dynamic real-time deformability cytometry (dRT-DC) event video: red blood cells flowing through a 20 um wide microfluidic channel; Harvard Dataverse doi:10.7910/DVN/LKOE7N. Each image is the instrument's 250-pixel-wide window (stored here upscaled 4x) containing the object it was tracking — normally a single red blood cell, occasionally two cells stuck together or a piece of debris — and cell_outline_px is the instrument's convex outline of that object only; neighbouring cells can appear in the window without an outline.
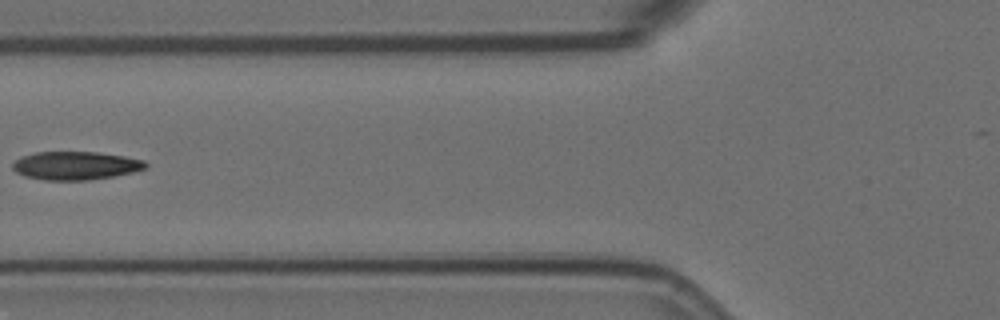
{"species": "Egyptian fruit bat (a non-hibernating species)", "species_latin": "Rousettus aegyptiacus", "temperature_condition": "room temperature", "stored_images_in_passage": 6, "camera_frame_rate_fps": 3000, "um_per_image_px": 0.085, "animal": {"sex": "female"}, "frame": {"image": 1, "passage_image": 5, "time_ms": 1.333, "image_size_px": [1000, 320], "cell_outline_px": [[148, 168], [132, 172], [112, 176], [88, 180], [44, 180], [24, 176], [16, 172], [12, 168], [12, 164], [20, 156], [36, 152], [96, 152], [124, 156], [144, 160], [148, 164]], "centroid_in_image_um": [6.41, 14.07], "position_along_channel_um": 119.4, "area_um2": 21.96}}
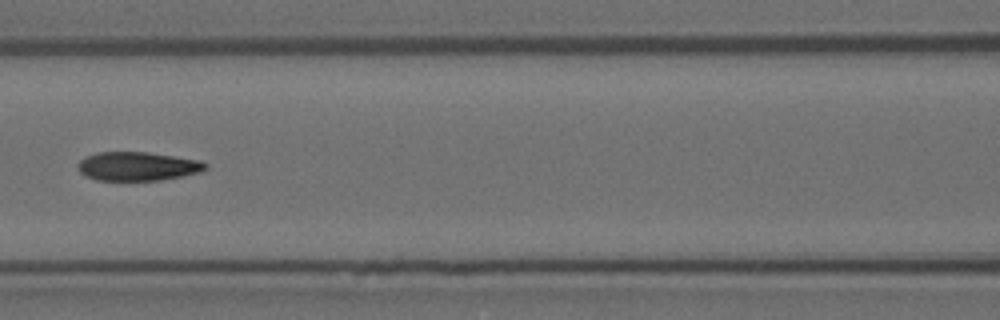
{"frame": {"image": 2, "passage_image": 6, "time_ms": 1.667, "image_size_px": [1000, 320], "cell_outline_px": [[208, 168], [200, 172], [160, 180], [96, 180], [80, 172], [76, 164], [80, 160], [96, 152], [148, 152], [200, 160], [208, 164]], "centroid_in_image_um": [11.71, 14.13], "position_along_channel_um": 154.9, "area_um2": 21.33}}